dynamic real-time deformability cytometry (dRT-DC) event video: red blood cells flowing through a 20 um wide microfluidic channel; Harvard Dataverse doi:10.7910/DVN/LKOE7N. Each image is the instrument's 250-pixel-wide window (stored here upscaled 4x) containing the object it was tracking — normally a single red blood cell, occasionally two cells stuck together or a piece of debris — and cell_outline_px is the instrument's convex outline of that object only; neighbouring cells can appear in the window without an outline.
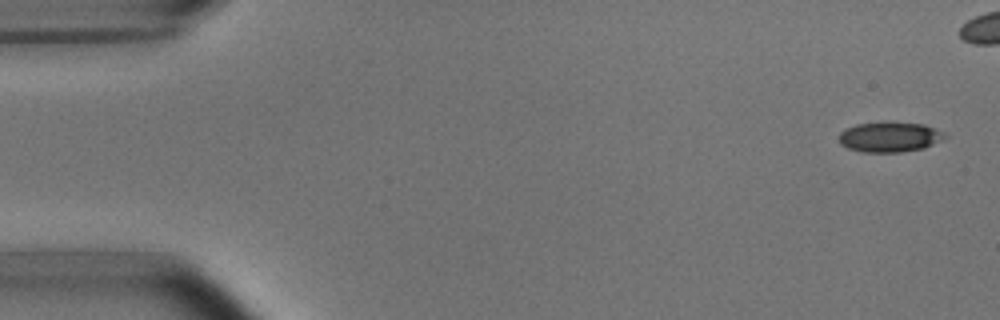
{"species": "common noctule bat (a hibernating species)", "species_latin": "Nyctalus noctula", "temperature_condition": "room temperature", "stored_images_in_passage": 5, "camera_frame_rate_fps": 3000, "um_per_image_px": 0.085, "animal": {"sex": "male", "body_mass_g": 15.6}, "frame": {"image": 1, "passage_image": 1, "time_ms": 0.0, "image_size_px": [1000, 320], "cell_outline_px": [[948, 136], [924, 148], [900, 152], [864, 152], [848, 148], [840, 144], [840, 132], [856, 124], [924, 124], [944, 132]], "centroid_in_image_um": [75.63, 11.68], "position_along_channel_um": 9.4, "area_um2": 17.86}}